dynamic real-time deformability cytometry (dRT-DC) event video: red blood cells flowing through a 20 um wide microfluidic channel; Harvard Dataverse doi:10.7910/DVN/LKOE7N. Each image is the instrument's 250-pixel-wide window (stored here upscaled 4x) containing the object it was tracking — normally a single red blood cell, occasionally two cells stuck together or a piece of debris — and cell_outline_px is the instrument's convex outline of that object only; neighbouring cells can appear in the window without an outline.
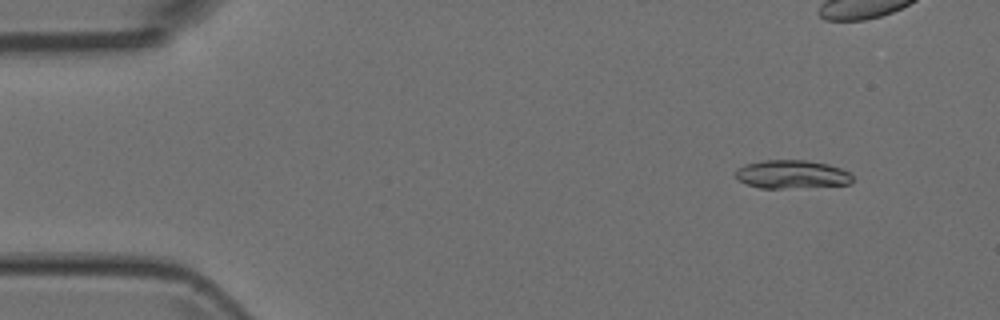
{"species": "Egyptian fruit bat (a non-hibernating species)", "species_latin": "Rousettus aegyptiacus", "temperature_condition": "room temperature", "stored_images_in_passage": 9, "camera_frame_rate_fps": 3000, "um_per_image_px": 0.085, "animal": {"sex": "female"}, "frame": {"image": 1, "passage_image": 1, "time_ms": 0.0, "image_size_px": [1000, 320], "cell_outline_px": [[852, 180], [848, 184], [780, 188], [760, 188], [748, 184], [740, 180], [736, 176], [736, 168], [744, 164], [764, 160], [808, 160], [828, 164], [840, 168], [848, 172], [852, 176]], "centroid_in_image_um": [67.27, 14.8], "position_along_channel_um": 17.7, "area_um2": 19.07}}
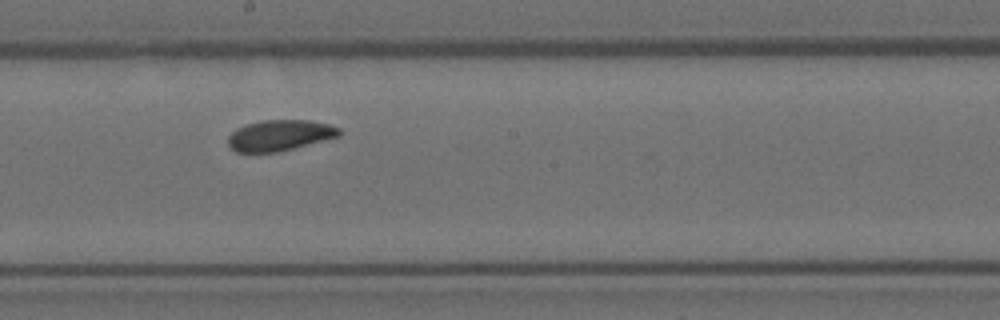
{"frame": {"image": 2, "passage_image": 8, "time_ms": 2.333, "image_size_px": [1000, 320], "cell_outline_px": [[340, 136], [276, 152], [236, 152], [228, 144], [228, 136], [236, 128], [244, 124], [260, 120], [308, 120], [328, 124], [340, 128]], "centroid_in_image_um": [23.74, 11.49], "position_along_channel_um": 224.5, "area_um2": 19.88}}
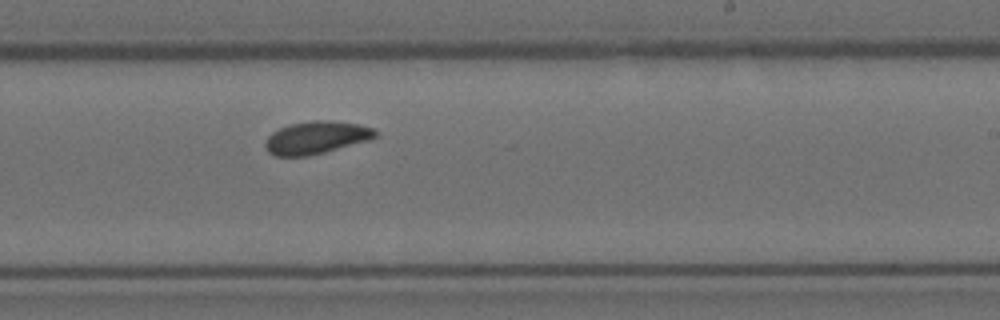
{"frame": {"image": 3, "passage_image": 9, "time_ms": 2.667, "image_size_px": [1000, 320], "cell_outline_px": [[376, 136], [372, 140], [308, 156], [272, 156], [268, 152], [264, 144], [264, 140], [272, 132], [288, 124], [312, 120], [324, 120], [356, 124], [372, 128], [376, 132]], "centroid_in_image_um": [26.84, 11.7], "position_along_channel_um": 262.2, "area_um2": 20.98}}